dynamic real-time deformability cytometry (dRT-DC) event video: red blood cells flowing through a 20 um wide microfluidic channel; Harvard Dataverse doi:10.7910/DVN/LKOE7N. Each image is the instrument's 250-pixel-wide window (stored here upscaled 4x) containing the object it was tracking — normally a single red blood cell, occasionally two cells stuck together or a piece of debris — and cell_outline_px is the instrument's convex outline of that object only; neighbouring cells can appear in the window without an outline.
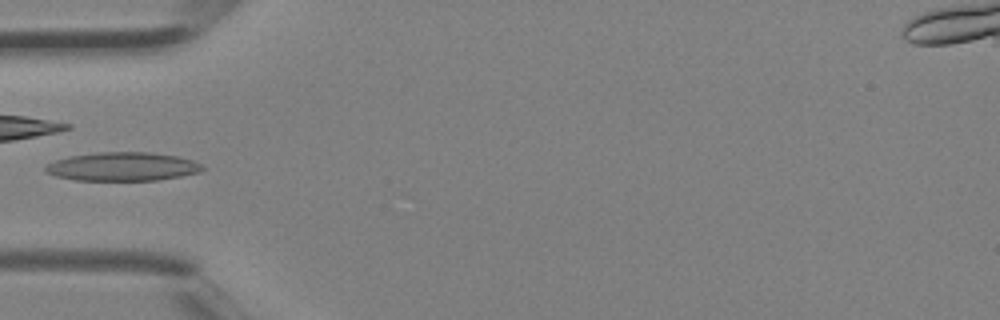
{"species": "Egyptian fruit bat (a non-hibernating species)", "species_latin": "Rousettus aegyptiacus", "temperature_condition": "room temperature", "stored_images_in_passage": 4, "camera_frame_rate_fps": 3000, "um_per_image_px": 0.085, "animal": {"sex": "female"}, "frame": {"image": 1, "passage_image": 4, "time_ms": 1.0, "image_size_px": [1000, 320], "cell_outline_px": [[204, 168], [200, 172], [180, 176], [156, 180], [76, 180], [56, 176], [44, 172], [44, 168], [48, 164], [56, 160], [68, 156], [100, 152], [152, 152], [176, 156], [192, 160], [200, 164]], "centroid_in_image_um": [10.39, 14.15], "position_along_channel_um": 74.6, "area_um2": 26.07}}